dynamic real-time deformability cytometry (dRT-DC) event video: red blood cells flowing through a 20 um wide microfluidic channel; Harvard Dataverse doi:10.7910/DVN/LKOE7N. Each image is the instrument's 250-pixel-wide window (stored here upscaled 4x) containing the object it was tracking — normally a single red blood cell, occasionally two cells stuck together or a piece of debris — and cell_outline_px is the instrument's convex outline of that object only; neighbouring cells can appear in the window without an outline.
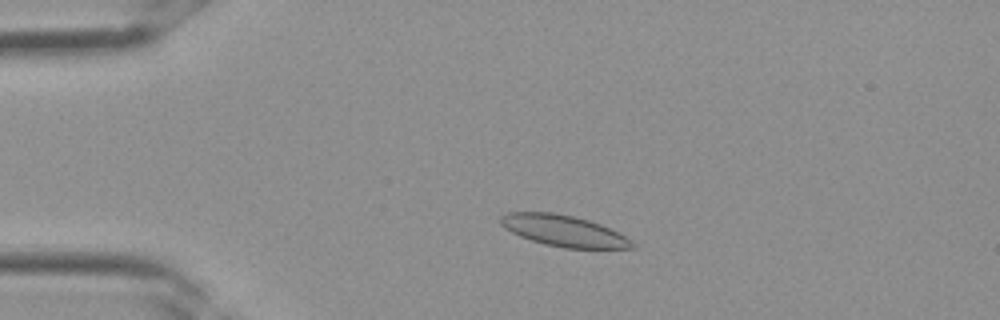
{"species": "Egyptian fruit bat (a non-hibernating species)", "species_latin": "Rousettus aegyptiacus", "temperature_condition": "room temperature", "stored_images_in_passage": 32, "camera_frame_rate_fps": 3000, "um_per_image_px": 0.085, "frame": {"image": 1, "passage_image": 5, "time_ms": 1.333, "image_size_px": [1000, 320], "cell_outline_px": [[636, 248], [564, 248], [544, 244], [520, 236], [504, 228], [500, 224], [500, 216], [508, 212], [552, 212], [572, 216], [588, 220], [600, 224], [632, 240], [636, 244]], "centroid_in_image_um": [47.89, 19.62], "position_along_channel_um": 37.1, "area_um2": 23.76}}
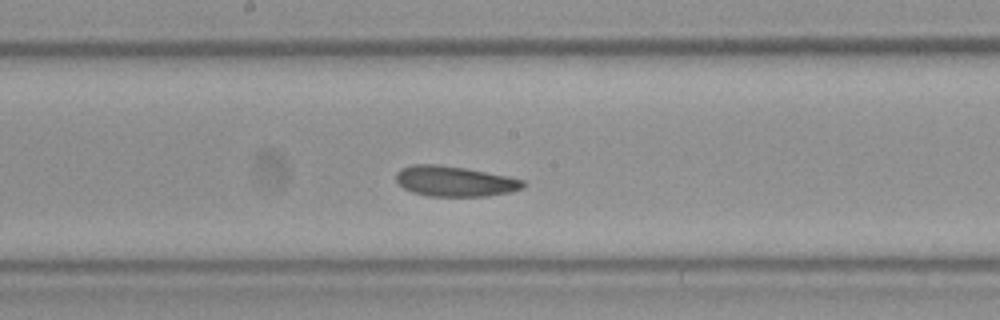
{"frame": {"image": 2, "passage_image": 16, "time_ms": 5.0, "image_size_px": [1000, 320], "cell_outline_px": [[528, 184], [524, 188], [512, 192], [488, 196], [428, 196], [412, 192], [404, 188], [396, 180], [396, 172], [400, 168], [412, 164], [436, 164], [464, 168], [508, 176], [524, 180]], "centroid_in_image_um": [38.68, 15.41], "position_along_channel_um": 209.5, "area_um2": 22.66}}
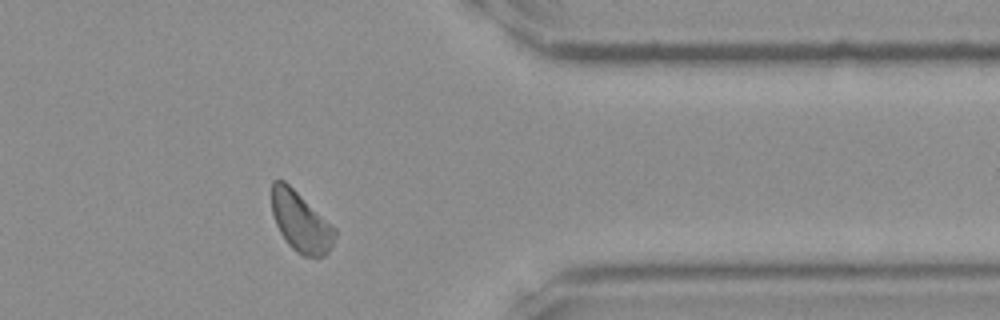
{"frame": {"image": 3, "passage_image": 26, "time_ms": 8.333, "image_size_px": [1000, 320], "cell_outline_px": [[336, 236], [332, 248], [324, 256], [316, 260], [304, 256], [296, 252], [288, 244], [280, 232], [276, 224], [272, 212], [272, 180], [284, 180], [336, 228]], "centroid_in_image_um": [25.59, 18.91], "position_along_channel_um": 385.8, "area_um2": 22.25}}